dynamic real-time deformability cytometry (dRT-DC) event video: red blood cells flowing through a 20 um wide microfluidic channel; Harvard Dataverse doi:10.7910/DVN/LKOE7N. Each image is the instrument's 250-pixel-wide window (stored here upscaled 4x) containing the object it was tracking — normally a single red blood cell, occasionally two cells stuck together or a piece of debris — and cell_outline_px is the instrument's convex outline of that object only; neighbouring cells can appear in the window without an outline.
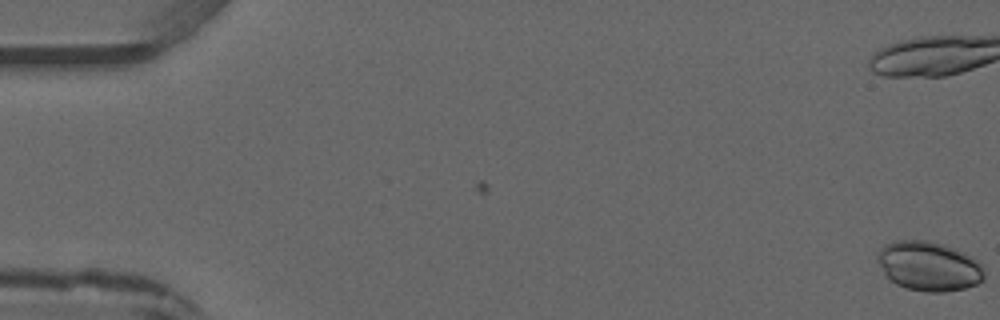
{"species": "common noctule bat (a hibernating species)", "species_latin": "Nyctalus noctula", "temperature_condition": "warm", "stored_images_in_passage": 2, "camera_frame_rate_fps": 3000, "um_per_image_px": 0.085, "animal": {"sex": "male", "forearm_length_mm": 52.5}, "frame": {"image": 1, "passage_image": 2, "time_ms": 1.333, "image_size_px": [1000, 320], "cell_outline_px": [[984, 280], [976, 284], [964, 288], [944, 292], [924, 292], [908, 288], [896, 284], [884, 272], [876, 256], [880, 248], [884, 244], [896, 240], [928, 240], [944, 244], [964, 252], [972, 256], [984, 264]], "centroid_in_image_um": [78.99, 22.61], "position_along_channel_um": 6.0, "area_um2": 30.98}}